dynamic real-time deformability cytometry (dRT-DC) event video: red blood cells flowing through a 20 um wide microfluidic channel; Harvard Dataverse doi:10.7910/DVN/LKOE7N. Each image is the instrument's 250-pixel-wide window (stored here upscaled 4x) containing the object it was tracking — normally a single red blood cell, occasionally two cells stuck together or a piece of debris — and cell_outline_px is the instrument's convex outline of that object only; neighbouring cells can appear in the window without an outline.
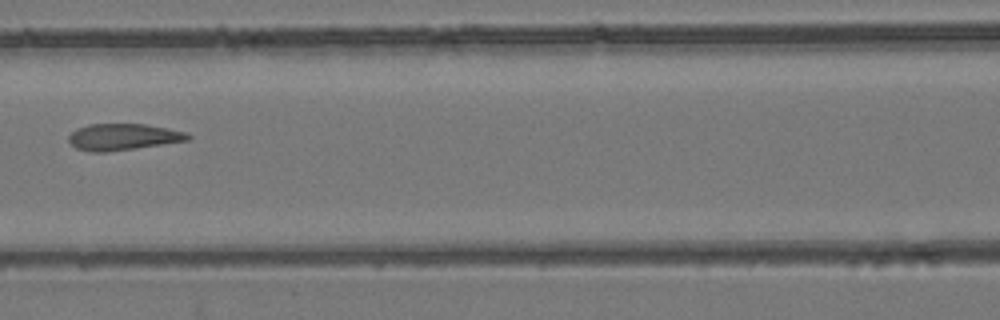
{"species": "common noctule bat (a hibernating species)", "species_latin": "Nyctalus noctula", "temperature_condition": "room temperature", "stored_images_in_passage": 6, "camera_frame_rate_fps": 3000, "um_per_image_px": 0.085, "animal": {"sex": "female", "body_mass_g": 24.6, "forearm_length_mm": 56.2}, "frame": {"image": 1, "passage_image": 6, "time_ms": 5.667, "image_size_px": [1000, 320], "cell_outline_px": [[192, 140], [104, 152], [92, 152], [76, 148], [68, 140], [68, 136], [76, 128], [88, 124], [144, 124], [168, 128], [184, 132], [192, 136]], "centroid_in_image_um": [10.46, 11.63], "position_along_channel_um": 156.1, "area_um2": 18.32}}